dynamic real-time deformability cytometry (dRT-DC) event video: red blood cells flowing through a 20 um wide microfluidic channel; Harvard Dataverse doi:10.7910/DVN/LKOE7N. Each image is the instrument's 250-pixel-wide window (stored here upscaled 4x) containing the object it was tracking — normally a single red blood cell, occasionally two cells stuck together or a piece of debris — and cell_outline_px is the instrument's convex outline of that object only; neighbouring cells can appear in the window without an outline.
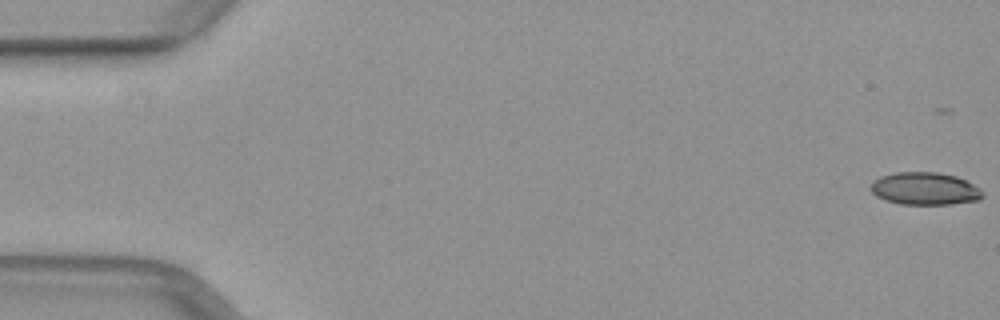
{"species": "common noctule bat (a hibernating species)", "species_latin": "Nyctalus noctula", "temperature_condition": "warm", "stored_images_in_passage": 18, "camera_frame_rate_fps": 3000, "um_per_image_px": 0.085, "animal": {"sex": "female", "body_mass_g": 29.2, "forearm_length_mm": 56.3}, "frame": {"image": 1, "passage_image": 1, "time_ms": 0.0, "image_size_px": [1000, 320], "cell_outline_px": [[984, 196], [980, 200], [948, 204], [900, 204], [884, 200], [876, 196], [872, 192], [872, 180], [880, 176], [896, 172], [936, 172], [956, 176], [980, 188], [984, 192]], "centroid_in_image_um": [78.61, 16.03], "position_along_channel_um": 6.4, "area_um2": 21.27}}
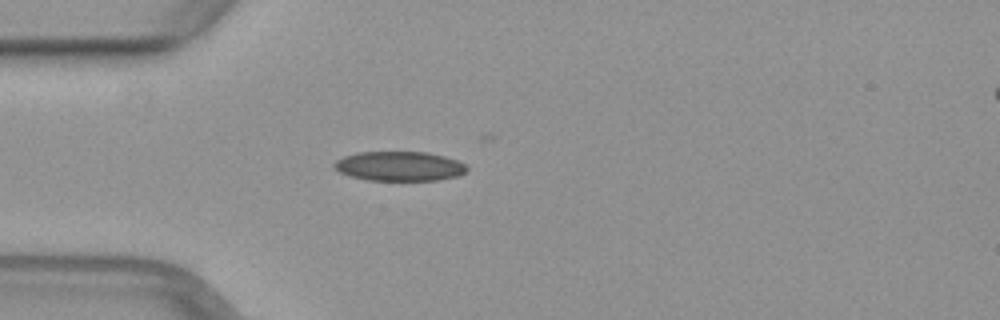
{"frame": {"image": 2, "passage_image": 15, "time_ms": 4.667, "image_size_px": [1000, 320], "cell_outline_px": [[468, 168], [464, 172], [456, 176], [436, 180], [364, 180], [340, 172], [332, 168], [332, 164], [336, 160], [344, 156], [356, 152], [428, 152], [444, 156], [456, 160], [464, 164]], "centroid_in_image_um": [33.89, 14.12], "position_along_channel_um": 51.1, "area_um2": 22.77}}